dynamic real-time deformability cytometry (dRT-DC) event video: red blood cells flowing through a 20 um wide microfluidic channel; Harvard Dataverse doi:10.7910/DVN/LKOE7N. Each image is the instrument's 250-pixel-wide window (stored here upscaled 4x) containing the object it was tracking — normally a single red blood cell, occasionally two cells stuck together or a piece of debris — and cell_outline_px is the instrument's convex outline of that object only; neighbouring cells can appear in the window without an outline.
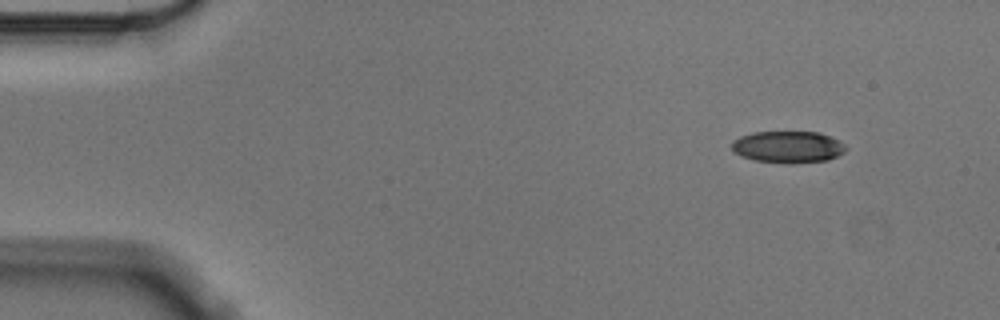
{"species": "Egyptian fruit bat (a non-hibernating species)", "species_latin": "Rousettus aegyptiacus", "temperature_condition": "cold", "stored_images_in_passage": 12, "camera_frame_rate_fps": 3000, "um_per_image_px": 0.085, "animal": {"sex": "male"}, "frame": {"image": 1, "passage_image": 1, "time_ms": 0.0, "image_size_px": [1000, 320], "cell_outline_px": [[848, 148], [844, 152], [828, 160], [788, 164], [752, 160], [740, 156], [732, 152], [732, 140], [740, 136], [752, 132], [820, 132], [844, 144]], "centroid_in_image_um": [66.93, 12.5], "position_along_channel_um": 18.1, "area_um2": 21.33}}